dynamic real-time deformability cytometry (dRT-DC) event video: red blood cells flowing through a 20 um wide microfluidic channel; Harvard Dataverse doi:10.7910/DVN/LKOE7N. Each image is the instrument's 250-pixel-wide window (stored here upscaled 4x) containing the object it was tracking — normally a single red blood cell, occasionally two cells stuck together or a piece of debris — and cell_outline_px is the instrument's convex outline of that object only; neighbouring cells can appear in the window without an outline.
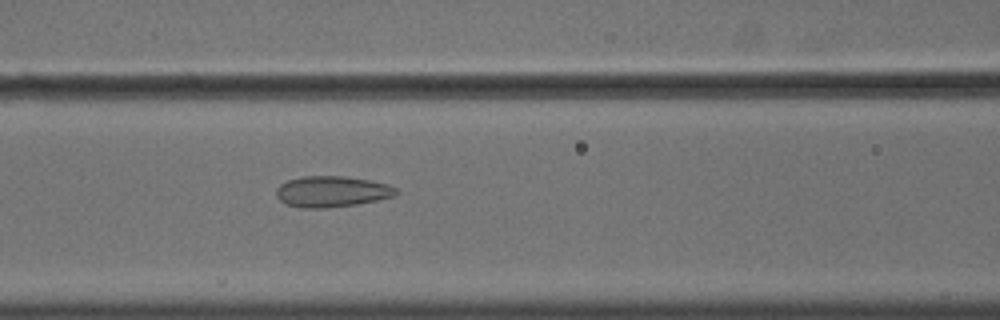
{"species": "common noctule bat (a hibernating species)", "species_latin": "Nyctalus noctula", "temperature_condition": "cold", "stored_images_in_passage": 42, "camera_frame_rate_fps": 3000, "um_per_image_px": 0.085, "animal": {"sex": "male", "body_mass_g": 18.8}, "frame": {"image": 1, "passage_image": 11, "time_ms": 3.333, "image_size_px": [1000, 320], "cell_outline_px": [[400, 192], [396, 196], [356, 204], [324, 208], [300, 208], [288, 204], [280, 200], [276, 196], [276, 188], [280, 184], [288, 180], [304, 176], [344, 176], [368, 180], [388, 184], [396, 188]], "centroid_in_image_um": [28.21, 16.28], "position_along_channel_um": 138.4, "area_um2": 21.62}}
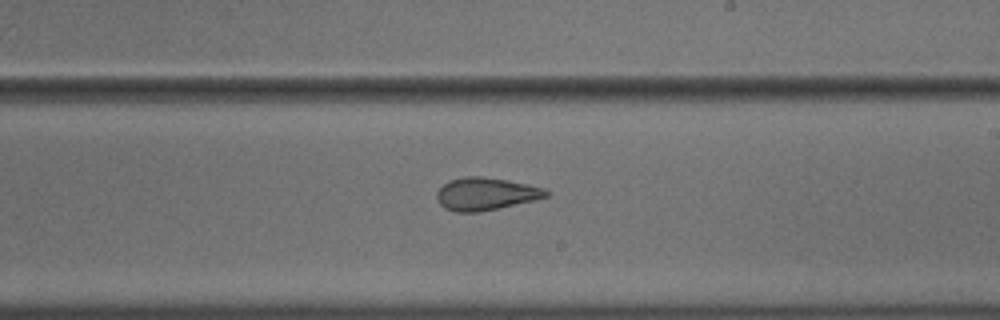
{"frame": {"image": 2, "passage_image": 20, "time_ms": 6.333, "image_size_px": [1000, 320], "cell_outline_px": [[548, 196], [536, 200], [480, 212], [456, 212], [444, 208], [440, 204], [436, 196], [436, 192], [448, 180], [464, 176], [480, 176], [508, 180], [544, 188], [548, 192]], "centroid_in_image_um": [41.27, 16.48], "position_along_channel_um": 247.7, "area_um2": 20.81}}
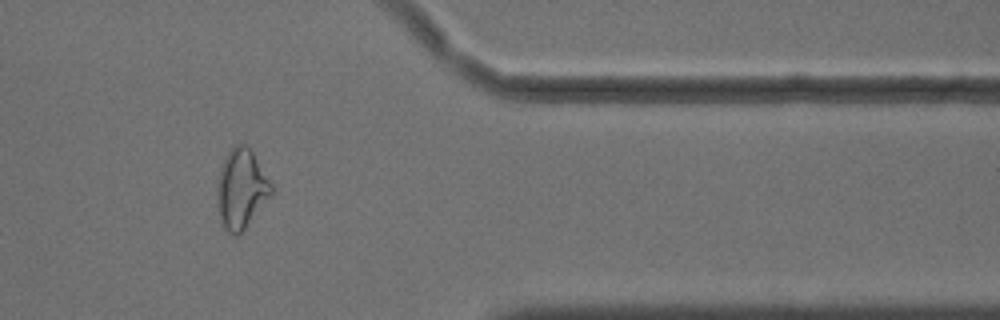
{"frame": {"image": 3, "passage_image": 33, "time_ms": 10.667, "image_size_px": [1000, 320], "cell_outline_px": [[272, 196], [240, 236], [232, 236], [224, 228], [220, 216], [216, 196], [216, 184], [220, 168], [228, 152], [236, 144], [244, 144], [252, 152], [272, 184]], "centroid_in_image_um": [20.51, 16.12], "position_along_channel_um": 390.9, "area_um2": 25.32}, "authors_computed_cell_mechanics": {"area_um2": 22.1663, "velocity_mm_per_s": 3.638, "shape_relaxation_time_tau1_ms": null, "shape_relaxation_time_tau2_ms": 1.5945, "deformation_change_tau1": null, "deformation_change_tau2": 0.0818}}